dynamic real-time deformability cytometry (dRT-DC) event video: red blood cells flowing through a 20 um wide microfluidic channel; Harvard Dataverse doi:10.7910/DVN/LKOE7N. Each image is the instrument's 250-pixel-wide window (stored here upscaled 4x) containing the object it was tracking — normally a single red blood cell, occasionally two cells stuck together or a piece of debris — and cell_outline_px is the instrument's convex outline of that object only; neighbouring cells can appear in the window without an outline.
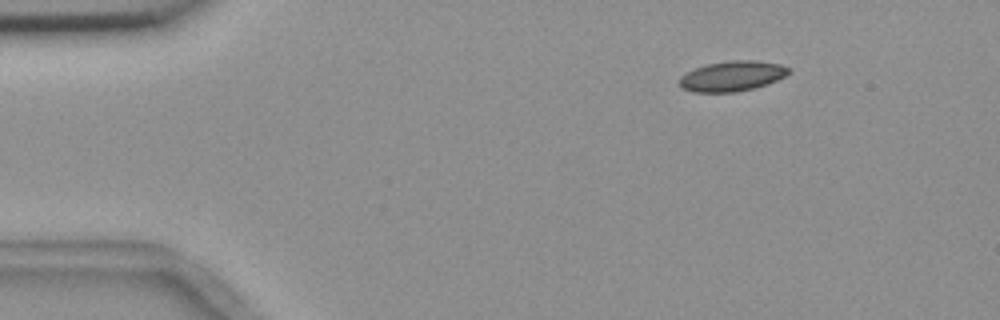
{"species": "common noctule bat (a hibernating species)", "species_latin": "Nyctalus noctula", "temperature_condition": "room temperature", "stored_images_in_passage": 5, "segment_of_instrument_passage": [2, 2], "camera_frame_rate_fps": 3000, "um_per_image_px": 0.085, "animal": {"sex": "female", "body_mass_g": 18.4}, "frame": {"image": 1, "passage_image": 5, "time_ms": 6.0, "image_size_px": [1000, 320], "cell_outline_px": [[792, 72], [768, 84], [736, 92], [692, 92], [680, 88], [680, 76], [696, 68], [708, 64], [732, 60], [756, 60], [780, 64], [792, 68]], "centroid_in_image_um": [62.26, 6.47], "position_along_channel_um": 22.7, "area_um2": 19.25}}